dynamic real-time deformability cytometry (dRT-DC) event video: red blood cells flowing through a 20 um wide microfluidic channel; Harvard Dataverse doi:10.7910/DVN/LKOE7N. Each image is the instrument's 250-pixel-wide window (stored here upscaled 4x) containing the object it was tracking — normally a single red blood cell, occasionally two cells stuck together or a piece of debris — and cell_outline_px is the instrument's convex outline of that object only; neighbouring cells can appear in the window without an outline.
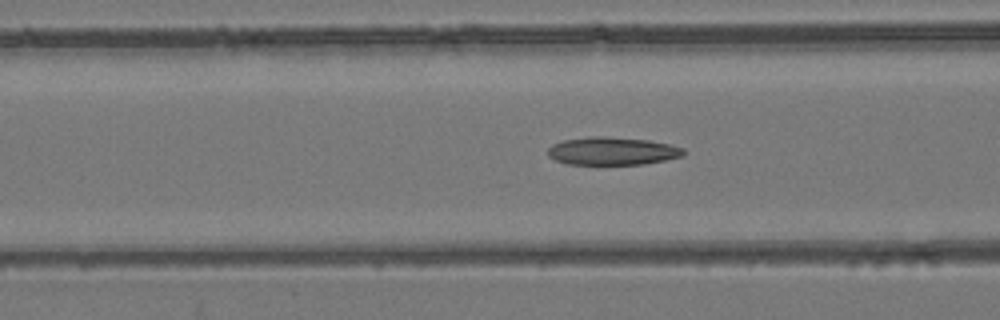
{"species": "common noctule bat (a hibernating species)", "species_latin": "Nyctalus noctula", "temperature_condition": "room temperature", "stored_images_in_passage": 25, "camera_frame_rate_fps": 3000, "um_per_image_px": 0.085, "animal": {"sex": "female", "body_mass_g": 24.6, "forearm_length_mm": 56.2}, "frame": {"image": 1, "passage_image": 9, "time_ms": 2.667, "image_size_px": [1000, 320], "cell_outline_px": [[684, 156], [644, 164], [564, 164], [548, 156], [548, 148], [552, 144], [564, 140], [588, 136], [604, 136], [648, 140], [668, 144], [684, 148]], "centroid_in_image_um": [52.02, 12.84], "position_along_channel_um": 114.6, "area_um2": 22.08}}
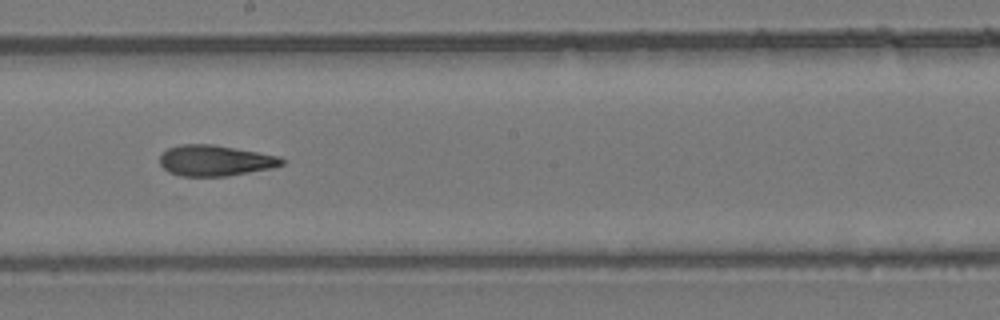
{"frame": {"image": 2, "passage_image": 18, "time_ms": 5.667, "image_size_px": [1000, 320], "cell_outline_px": [[284, 164], [272, 168], [228, 176], [180, 176], [168, 172], [160, 164], [160, 156], [168, 148], [180, 144], [212, 144], [280, 156], [284, 160]], "centroid_in_image_um": [18.29, 13.65], "position_along_channel_um": 229.9, "area_um2": 21.91}}
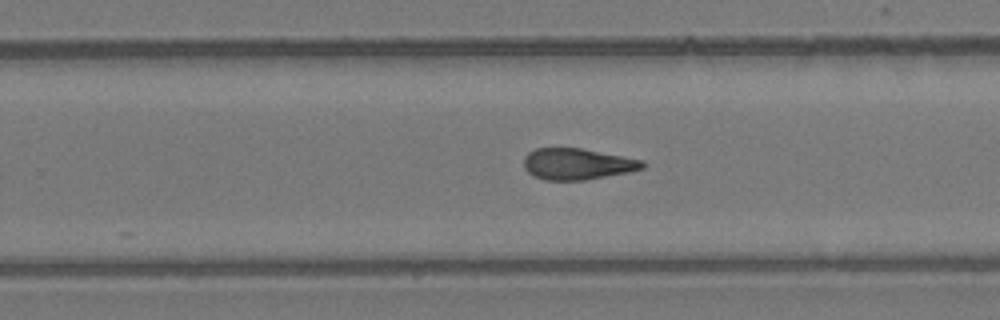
{"frame": {"image": 3, "passage_image": 22, "time_ms": 7.0, "image_size_px": [1000, 320], "cell_outline_px": [[644, 168], [628, 172], [588, 180], [544, 180], [532, 176], [524, 168], [524, 156], [528, 152], [536, 148], [580, 148], [644, 160]], "centroid_in_image_um": [49.04, 13.94], "position_along_channel_um": 280.8, "area_um2": 21.73}}